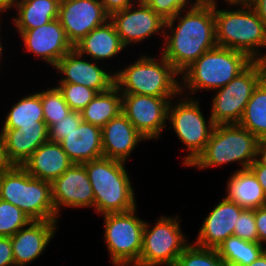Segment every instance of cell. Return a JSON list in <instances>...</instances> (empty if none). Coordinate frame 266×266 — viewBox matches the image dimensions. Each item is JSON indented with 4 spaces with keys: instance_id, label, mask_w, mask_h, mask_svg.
Segmentation results:
<instances>
[{
    "instance_id": "5",
    "label": "cell",
    "mask_w": 266,
    "mask_h": 266,
    "mask_svg": "<svg viewBox=\"0 0 266 266\" xmlns=\"http://www.w3.org/2000/svg\"><path fill=\"white\" fill-rule=\"evenodd\" d=\"M263 142L239 124H218L212 130L205 149L188 166L207 168L240 161L242 169L260 156Z\"/></svg>"
},
{
    "instance_id": "8",
    "label": "cell",
    "mask_w": 266,
    "mask_h": 266,
    "mask_svg": "<svg viewBox=\"0 0 266 266\" xmlns=\"http://www.w3.org/2000/svg\"><path fill=\"white\" fill-rule=\"evenodd\" d=\"M265 77L266 62L252 61L227 85L219 88L210 114L213 123L238 124L255 88Z\"/></svg>"
},
{
    "instance_id": "36",
    "label": "cell",
    "mask_w": 266,
    "mask_h": 266,
    "mask_svg": "<svg viewBox=\"0 0 266 266\" xmlns=\"http://www.w3.org/2000/svg\"><path fill=\"white\" fill-rule=\"evenodd\" d=\"M234 236L250 242H258V233L255 222V209H244L234 228Z\"/></svg>"
},
{
    "instance_id": "6",
    "label": "cell",
    "mask_w": 266,
    "mask_h": 266,
    "mask_svg": "<svg viewBox=\"0 0 266 266\" xmlns=\"http://www.w3.org/2000/svg\"><path fill=\"white\" fill-rule=\"evenodd\" d=\"M160 61L142 56L133 65L115 74V86L121 90V94L170 98L183 92L181 87L184 85H179L174 77L179 73L163 55Z\"/></svg>"
},
{
    "instance_id": "45",
    "label": "cell",
    "mask_w": 266,
    "mask_h": 266,
    "mask_svg": "<svg viewBox=\"0 0 266 266\" xmlns=\"http://www.w3.org/2000/svg\"><path fill=\"white\" fill-rule=\"evenodd\" d=\"M18 0H0V12L4 11L5 9L7 10V8H11L15 6H17V4L19 2H16Z\"/></svg>"
},
{
    "instance_id": "41",
    "label": "cell",
    "mask_w": 266,
    "mask_h": 266,
    "mask_svg": "<svg viewBox=\"0 0 266 266\" xmlns=\"http://www.w3.org/2000/svg\"><path fill=\"white\" fill-rule=\"evenodd\" d=\"M105 12L110 16L112 13L124 10L129 6L135 4L131 0H100Z\"/></svg>"
},
{
    "instance_id": "34",
    "label": "cell",
    "mask_w": 266,
    "mask_h": 266,
    "mask_svg": "<svg viewBox=\"0 0 266 266\" xmlns=\"http://www.w3.org/2000/svg\"><path fill=\"white\" fill-rule=\"evenodd\" d=\"M57 88L70 109L76 112H81L98 94L96 90L74 83H60Z\"/></svg>"
},
{
    "instance_id": "27",
    "label": "cell",
    "mask_w": 266,
    "mask_h": 266,
    "mask_svg": "<svg viewBox=\"0 0 266 266\" xmlns=\"http://www.w3.org/2000/svg\"><path fill=\"white\" fill-rule=\"evenodd\" d=\"M238 124L266 143V77L255 88Z\"/></svg>"
},
{
    "instance_id": "20",
    "label": "cell",
    "mask_w": 266,
    "mask_h": 266,
    "mask_svg": "<svg viewBox=\"0 0 266 266\" xmlns=\"http://www.w3.org/2000/svg\"><path fill=\"white\" fill-rule=\"evenodd\" d=\"M144 139L121 112L102 127L103 157L125 162L137 143Z\"/></svg>"
},
{
    "instance_id": "23",
    "label": "cell",
    "mask_w": 266,
    "mask_h": 266,
    "mask_svg": "<svg viewBox=\"0 0 266 266\" xmlns=\"http://www.w3.org/2000/svg\"><path fill=\"white\" fill-rule=\"evenodd\" d=\"M124 48L125 46L110 20L89 32L74 46V49L81 55L86 53L90 57L92 56L93 60L111 58Z\"/></svg>"
},
{
    "instance_id": "11",
    "label": "cell",
    "mask_w": 266,
    "mask_h": 266,
    "mask_svg": "<svg viewBox=\"0 0 266 266\" xmlns=\"http://www.w3.org/2000/svg\"><path fill=\"white\" fill-rule=\"evenodd\" d=\"M170 104L167 118L172 123L179 139L190 150L188 156L184 158V165H190L205 149L215 124L210 117L209 126L206 125L198 101H189L187 98L176 104L173 109Z\"/></svg>"
},
{
    "instance_id": "13",
    "label": "cell",
    "mask_w": 266,
    "mask_h": 266,
    "mask_svg": "<svg viewBox=\"0 0 266 266\" xmlns=\"http://www.w3.org/2000/svg\"><path fill=\"white\" fill-rule=\"evenodd\" d=\"M58 20L74 47L89 32L109 20L99 0H60Z\"/></svg>"
},
{
    "instance_id": "25",
    "label": "cell",
    "mask_w": 266,
    "mask_h": 266,
    "mask_svg": "<svg viewBox=\"0 0 266 266\" xmlns=\"http://www.w3.org/2000/svg\"><path fill=\"white\" fill-rule=\"evenodd\" d=\"M15 26L21 34L58 18L60 0H19Z\"/></svg>"
},
{
    "instance_id": "10",
    "label": "cell",
    "mask_w": 266,
    "mask_h": 266,
    "mask_svg": "<svg viewBox=\"0 0 266 266\" xmlns=\"http://www.w3.org/2000/svg\"><path fill=\"white\" fill-rule=\"evenodd\" d=\"M177 217H162L152 230L145 223L142 238V251L134 266H174L177 258L188 245L178 224Z\"/></svg>"
},
{
    "instance_id": "31",
    "label": "cell",
    "mask_w": 266,
    "mask_h": 266,
    "mask_svg": "<svg viewBox=\"0 0 266 266\" xmlns=\"http://www.w3.org/2000/svg\"><path fill=\"white\" fill-rule=\"evenodd\" d=\"M174 266H228L219 256L217 249L187 245Z\"/></svg>"
},
{
    "instance_id": "47",
    "label": "cell",
    "mask_w": 266,
    "mask_h": 266,
    "mask_svg": "<svg viewBox=\"0 0 266 266\" xmlns=\"http://www.w3.org/2000/svg\"><path fill=\"white\" fill-rule=\"evenodd\" d=\"M231 5H235L237 3H250L252 0H226Z\"/></svg>"
},
{
    "instance_id": "33",
    "label": "cell",
    "mask_w": 266,
    "mask_h": 266,
    "mask_svg": "<svg viewBox=\"0 0 266 266\" xmlns=\"http://www.w3.org/2000/svg\"><path fill=\"white\" fill-rule=\"evenodd\" d=\"M41 102L47 128L72 111L57 87L41 92Z\"/></svg>"
},
{
    "instance_id": "3",
    "label": "cell",
    "mask_w": 266,
    "mask_h": 266,
    "mask_svg": "<svg viewBox=\"0 0 266 266\" xmlns=\"http://www.w3.org/2000/svg\"><path fill=\"white\" fill-rule=\"evenodd\" d=\"M0 199L17 206L32 221H57L51 183L34 178L22 166L0 171Z\"/></svg>"
},
{
    "instance_id": "12",
    "label": "cell",
    "mask_w": 266,
    "mask_h": 266,
    "mask_svg": "<svg viewBox=\"0 0 266 266\" xmlns=\"http://www.w3.org/2000/svg\"><path fill=\"white\" fill-rule=\"evenodd\" d=\"M169 99L150 95L122 94V113L146 139L158 138L166 124L165 120L168 119V106L171 102Z\"/></svg>"
},
{
    "instance_id": "42",
    "label": "cell",
    "mask_w": 266,
    "mask_h": 266,
    "mask_svg": "<svg viewBox=\"0 0 266 266\" xmlns=\"http://www.w3.org/2000/svg\"><path fill=\"white\" fill-rule=\"evenodd\" d=\"M19 131H22L28 137H48V128L45 121H38V126L19 127Z\"/></svg>"
},
{
    "instance_id": "22",
    "label": "cell",
    "mask_w": 266,
    "mask_h": 266,
    "mask_svg": "<svg viewBox=\"0 0 266 266\" xmlns=\"http://www.w3.org/2000/svg\"><path fill=\"white\" fill-rule=\"evenodd\" d=\"M60 145L74 164L102 158V128L82 121L76 130L60 142Z\"/></svg>"
},
{
    "instance_id": "16",
    "label": "cell",
    "mask_w": 266,
    "mask_h": 266,
    "mask_svg": "<svg viewBox=\"0 0 266 266\" xmlns=\"http://www.w3.org/2000/svg\"><path fill=\"white\" fill-rule=\"evenodd\" d=\"M20 35L28 51L42 57L53 66L74 48L58 18L45 25L25 30Z\"/></svg>"
},
{
    "instance_id": "37",
    "label": "cell",
    "mask_w": 266,
    "mask_h": 266,
    "mask_svg": "<svg viewBox=\"0 0 266 266\" xmlns=\"http://www.w3.org/2000/svg\"><path fill=\"white\" fill-rule=\"evenodd\" d=\"M145 3L166 21L182 11L188 2L187 0H147Z\"/></svg>"
},
{
    "instance_id": "15",
    "label": "cell",
    "mask_w": 266,
    "mask_h": 266,
    "mask_svg": "<svg viewBox=\"0 0 266 266\" xmlns=\"http://www.w3.org/2000/svg\"><path fill=\"white\" fill-rule=\"evenodd\" d=\"M52 201L55 212L60 206L94 207V193L86 168L83 164H73L51 183Z\"/></svg>"
},
{
    "instance_id": "9",
    "label": "cell",
    "mask_w": 266,
    "mask_h": 266,
    "mask_svg": "<svg viewBox=\"0 0 266 266\" xmlns=\"http://www.w3.org/2000/svg\"><path fill=\"white\" fill-rule=\"evenodd\" d=\"M135 210L104 214V237L115 266H134L139 261L145 222L134 216Z\"/></svg>"
},
{
    "instance_id": "46",
    "label": "cell",
    "mask_w": 266,
    "mask_h": 266,
    "mask_svg": "<svg viewBox=\"0 0 266 266\" xmlns=\"http://www.w3.org/2000/svg\"><path fill=\"white\" fill-rule=\"evenodd\" d=\"M247 266H266V250L255 261Z\"/></svg>"
},
{
    "instance_id": "1",
    "label": "cell",
    "mask_w": 266,
    "mask_h": 266,
    "mask_svg": "<svg viewBox=\"0 0 266 266\" xmlns=\"http://www.w3.org/2000/svg\"><path fill=\"white\" fill-rule=\"evenodd\" d=\"M185 16L180 12L165 21V26L172 29V36H166V47L162 55L180 74L201 55L217 46L214 0H196ZM175 19L179 23L173 29Z\"/></svg>"
},
{
    "instance_id": "50",
    "label": "cell",
    "mask_w": 266,
    "mask_h": 266,
    "mask_svg": "<svg viewBox=\"0 0 266 266\" xmlns=\"http://www.w3.org/2000/svg\"><path fill=\"white\" fill-rule=\"evenodd\" d=\"M146 1H147V0H139V2H144V3H145Z\"/></svg>"
},
{
    "instance_id": "44",
    "label": "cell",
    "mask_w": 266,
    "mask_h": 266,
    "mask_svg": "<svg viewBox=\"0 0 266 266\" xmlns=\"http://www.w3.org/2000/svg\"><path fill=\"white\" fill-rule=\"evenodd\" d=\"M10 167L5 152H4V137L2 131L0 132V171Z\"/></svg>"
},
{
    "instance_id": "7",
    "label": "cell",
    "mask_w": 266,
    "mask_h": 266,
    "mask_svg": "<svg viewBox=\"0 0 266 266\" xmlns=\"http://www.w3.org/2000/svg\"><path fill=\"white\" fill-rule=\"evenodd\" d=\"M252 61L243 52L216 46L186 68L182 80L193 94L198 89L216 90L227 85Z\"/></svg>"
},
{
    "instance_id": "19",
    "label": "cell",
    "mask_w": 266,
    "mask_h": 266,
    "mask_svg": "<svg viewBox=\"0 0 266 266\" xmlns=\"http://www.w3.org/2000/svg\"><path fill=\"white\" fill-rule=\"evenodd\" d=\"M56 221H31L10 237L15 266H24L43 252L55 233Z\"/></svg>"
},
{
    "instance_id": "21",
    "label": "cell",
    "mask_w": 266,
    "mask_h": 266,
    "mask_svg": "<svg viewBox=\"0 0 266 266\" xmlns=\"http://www.w3.org/2000/svg\"><path fill=\"white\" fill-rule=\"evenodd\" d=\"M73 164L60 143L48 140L32 153L22 167L34 178L52 183Z\"/></svg>"
},
{
    "instance_id": "4",
    "label": "cell",
    "mask_w": 266,
    "mask_h": 266,
    "mask_svg": "<svg viewBox=\"0 0 266 266\" xmlns=\"http://www.w3.org/2000/svg\"><path fill=\"white\" fill-rule=\"evenodd\" d=\"M124 164L105 157L83 163L93 188L97 212L118 213L136 208L134 191Z\"/></svg>"
},
{
    "instance_id": "39",
    "label": "cell",
    "mask_w": 266,
    "mask_h": 266,
    "mask_svg": "<svg viewBox=\"0 0 266 266\" xmlns=\"http://www.w3.org/2000/svg\"><path fill=\"white\" fill-rule=\"evenodd\" d=\"M255 222L258 233V243L266 242V206L255 209Z\"/></svg>"
},
{
    "instance_id": "26",
    "label": "cell",
    "mask_w": 266,
    "mask_h": 266,
    "mask_svg": "<svg viewBox=\"0 0 266 266\" xmlns=\"http://www.w3.org/2000/svg\"><path fill=\"white\" fill-rule=\"evenodd\" d=\"M118 87L98 93L80 112L82 120L102 128L122 112V96Z\"/></svg>"
},
{
    "instance_id": "14",
    "label": "cell",
    "mask_w": 266,
    "mask_h": 266,
    "mask_svg": "<svg viewBox=\"0 0 266 266\" xmlns=\"http://www.w3.org/2000/svg\"><path fill=\"white\" fill-rule=\"evenodd\" d=\"M139 9L128 8L112 13L110 22L114 25L123 45L140 42L165 27V20L144 2H139Z\"/></svg>"
},
{
    "instance_id": "38",
    "label": "cell",
    "mask_w": 266,
    "mask_h": 266,
    "mask_svg": "<svg viewBox=\"0 0 266 266\" xmlns=\"http://www.w3.org/2000/svg\"><path fill=\"white\" fill-rule=\"evenodd\" d=\"M15 265L10 237L0 236V266Z\"/></svg>"
},
{
    "instance_id": "30",
    "label": "cell",
    "mask_w": 266,
    "mask_h": 266,
    "mask_svg": "<svg viewBox=\"0 0 266 266\" xmlns=\"http://www.w3.org/2000/svg\"><path fill=\"white\" fill-rule=\"evenodd\" d=\"M38 121H44L41 92L18 101L6 117L3 129L38 126Z\"/></svg>"
},
{
    "instance_id": "17",
    "label": "cell",
    "mask_w": 266,
    "mask_h": 266,
    "mask_svg": "<svg viewBox=\"0 0 266 266\" xmlns=\"http://www.w3.org/2000/svg\"><path fill=\"white\" fill-rule=\"evenodd\" d=\"M81 57L82 55L73 48L57 62L55 68L66 76L60 83L84 85L98 93L108 91L115 86V74L110 75L95 63L81 60Z\"/></svg>"
},
{
    "instance_id": "48",
    "label": "cell",
    "mask_w": 266,
    "mask_h": 266,
    "mask_svg": "<svg viewBox=\"0 0 266 266\" xmlns=\"http://www.w3.org/2000/svg\"><path fill=\"white\" fill-rule=\"evenodd\" d=\"M260 155L261 158L266 162V143H263Z\"/></svg>"
},
{
    "instance_id": "24",
    "label": "cell",
    "mask_w": 266,
    "mask_h": 266,
    "mask_svg": "<svg viewBox=\"0 0 266 266\" xmlns=\"http://www.w3.org/2000/svg\"><path fill=\"white\" fill-rule=\"evenodd\" d=\"M226 196L239 206L256 209L266 206V195L254 173L248 169H240L233 173L228 181Z\"/></svg>"
},
{
    "instance_id": "40",
    "label": "cell",
    "mask_w": 266,
    "mask_h": 266,
    "mask_svg": "<svg viewBox=\"0 0 266 266\" xmlns=\"http://www.w3.org/2000/svg\"><path fill=\"white\" fill-rule=\"evenodd\" d=\"M249 169L254 173L257 181L263 188L266 195V162L262 158H257L250 166Z\"/></svg>"
},
{
    "instance_id": "32",
    "label": "cell",
    "mask_w": 266,
    "mask_h": 266,
    "mask_svg": "<svg viewBox=\"0 0 266 266\" xmlns=\"http://www.w3.org/2000/svg\"><path fill=\"white\" fill-rule=\"evenodd\" d=\"M31 221L17 206L0 199V236L12 237Z\"/></svg>"
},
{
    "instance_id": "49",
    "label": "cell",
    "mask_w": 266,
    "mask_h": 266,
    "mask_svg": "<svg viewBox=\"0 0 266 266\" xmlns=\"http://www.w3.org/2000/svg\"><path fill=\"white\" fill-rule=\"evenodd\" d=\"M2 49H3V47L1 46V43H0V56L2 54Z\"/></svg>"
},
{
    "instance_id": "28",
    "label": "cell",
    "mask_w": 266,
    "mask_h": 266,
    "mask_svg": "<svg viewBox=\"0 0 266 266\" xmlns=\"http://www.w3.org/2000/svg\"><path fill=\"white\" fill-rule=\"evenodd\" d=\"M4 152L10 166H22L49 137H28L18 129H2Z\"/></svg>"
},
{
    "instance_id": "43",
    "label": "cell",
    "mask_w": 266,
    "mask_h": 266,
    "mask_svg": "<svg viewBox=\"0 0 266 266\" xmlns=\"http://www.w3.org/2000/svg\"><path fill=\"white\" fill-rule=\"evenodd\" d=\"M250 4L266 26V0H252Z\"/></svg>"
},
{
    "instance_id": "2",
    "label": "cell",
    "mask_w": 266,
    "mask_h": 266,
    "mask_svg": "<svg viewBox=\"0 0 266 266\" xmlns=\"http://www.w3.org/2000/svg\"><path fill=\"white\" fill-rule=\"evenodd\" d=\"M237 5H244L246 8L235 11L217 10L214 0L217 46L243 52L253 61L266 62V55L261 57L255 49L266 46L265 24L250 3Z\"/></svg>"
},
{
    "instance_id": "35",
    "label": "cell",
    "mask_w": 266,
    "mask_h": 266,
    "mask_svg": "<svg viewBox=\"0 0 266 266\" xmlns=\"http://www.w3.org/2000/svg\"><path fill=\"white\" fill-rule=\"evenodd\" d=\"M82 121L80 112H69L65 118H62L48 128L49 140L60 143L68 134L76 130Z\"/></svg>"
},
{
    "instance_id": "29",
    "label": "cell",
    "mask_w": 266,
    "mask_h": 266,
    "mask_svg": "<svg viewBox=\"0 0 266 266\" xmlns=\"http://www.w3.org/2000/svg\"><path fill=\"white\" fill-rule=\"evenodd\" d=\"M263 248L258 242L242 240L232 235L216 249L228 266H247L266 250Z\"/></svg>"
},
{
    "instance_id": "18",
    "label": "cell",
    "mask_w": 266,
    "mask_h": 266,
    "mask_svg": "<svg viewBox=\"0 0 266 266\" xmlns=\"http://www.w3.org/2000/svg\"><path fill=\"white\" fill-rule=\"evenodd\" d=\"M244 209L225 197L204 219L195 244L216 249L233 235L237 219Z\"/></svg>"
}]
</instances>
